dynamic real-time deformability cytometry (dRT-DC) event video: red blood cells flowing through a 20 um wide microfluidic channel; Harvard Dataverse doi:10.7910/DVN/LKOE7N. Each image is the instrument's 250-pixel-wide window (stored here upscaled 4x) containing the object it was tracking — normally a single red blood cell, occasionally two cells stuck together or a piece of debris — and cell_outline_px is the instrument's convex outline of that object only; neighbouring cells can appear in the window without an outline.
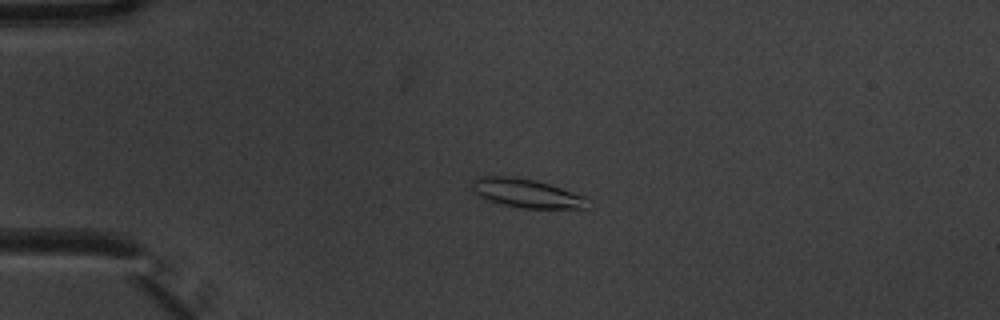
{"species": "common noctule bat (a hibernating species)", "species_latin": "Nyctalus noctula", "temperature_condition": "warm", "stored_images_in_passage": 5, "camera_frame_rate_fps": 3000, "um_per_image_px": 0.085, "animal": {"sex": "male", "body_mass_g": 20.1, "forearm_length_mm": 53.5}, "frame": {"image": 1, "passage_image": 4, "time_ms": 1.0, "image_size_px": [1000, 320], "cell_outline_px": [[588, 208], [524, 208], [504, 204], [488, 200], [472, 192], [472, 180], [480, 176], [516, 176], [536, 180], [588, 196]], "centroid_in_image_um": [44.77, 16.41], "position_along_channel_um": 40.2, "area_um2": 19.54}}